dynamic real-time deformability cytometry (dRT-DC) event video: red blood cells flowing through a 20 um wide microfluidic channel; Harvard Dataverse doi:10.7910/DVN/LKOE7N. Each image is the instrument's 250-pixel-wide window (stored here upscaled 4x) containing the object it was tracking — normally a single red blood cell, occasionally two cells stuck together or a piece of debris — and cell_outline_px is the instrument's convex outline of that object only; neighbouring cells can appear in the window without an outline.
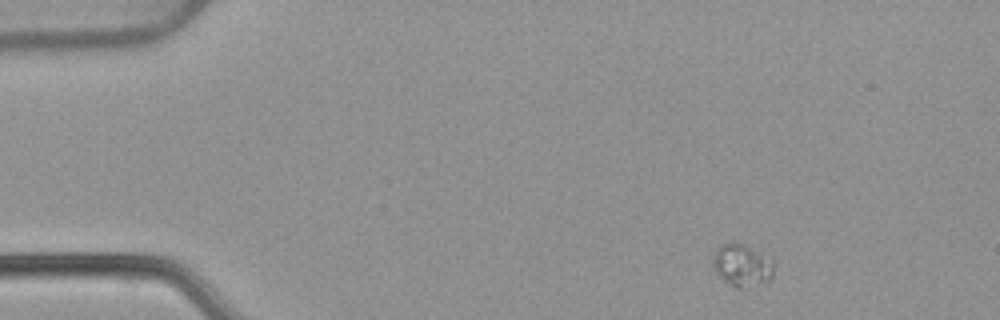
{"species": "common noctule bat (a hibernating species)", "species_latin": "Nyctalus noctula", "temperature_condition": "warm", "stored_images_in_passage": 48, "camera_frame_rate_fps": 3000, "um_per_image_px": 0.085, "animal": {"sex": "female", "body_mass_g": 22.7, "forearm_length_mm": 54.2}, "frame": {"image": 1, "passage_image": 1, "time_ms": 0.0, "image_size_px": [1000, 320], "cell_outline_px": [[772, 276], [768, 280], [740, 288], [736, 288], [724, 280], [712, 268], [712, 260], [716, 248], [720, 244], [736, 240], [760, 252], [772, 260]], "centroid_in_image_um": [63.0, 22.49], "position_along_channel_um": 22.0, "area_um2": 14.91}}
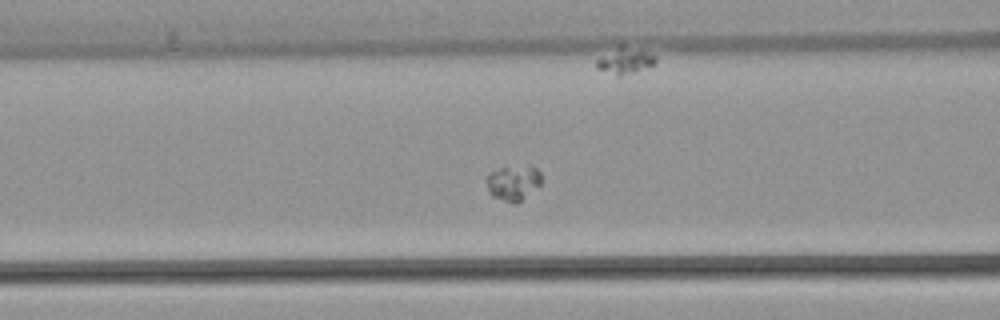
{"frame": {"image": 2, "passage_image": 16, "time_ms": 5.0, "image_size_px": [1000, 320], "cell_outline_px": [[540, 188], [516, 204], [492, 196], [488, 192], [484, 180], [488, 172], [500, 168], [536, 168], [540, 172]], "centroid_in_image_um": [43.59, 15.59], "position_along_channel_um": 123.0, "area_um2": 11.21}}
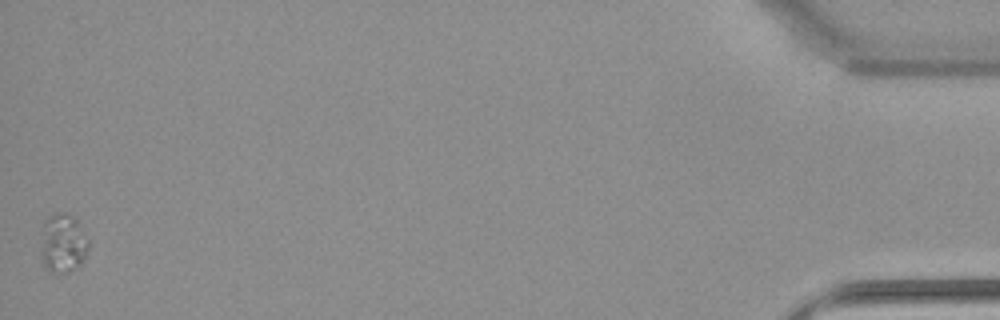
{"frame": {"image": 3, "passage_image": 48, "time_ms": 15.667, "image_size_px": [1000, 320], "cell_outline_px": [[88, 252], [84, 260], [80, 264], [64, 272], [52, 272], [44, 264], [40, 252], [40, 248], [44, 224], [48, 216], [52, 212], [60, 212], [76, 216], [88, 240]], "centroid_in_image_um": [5.36, 20.62], "position_along_channel_um": 429.8, "area_um2": 16.36}}